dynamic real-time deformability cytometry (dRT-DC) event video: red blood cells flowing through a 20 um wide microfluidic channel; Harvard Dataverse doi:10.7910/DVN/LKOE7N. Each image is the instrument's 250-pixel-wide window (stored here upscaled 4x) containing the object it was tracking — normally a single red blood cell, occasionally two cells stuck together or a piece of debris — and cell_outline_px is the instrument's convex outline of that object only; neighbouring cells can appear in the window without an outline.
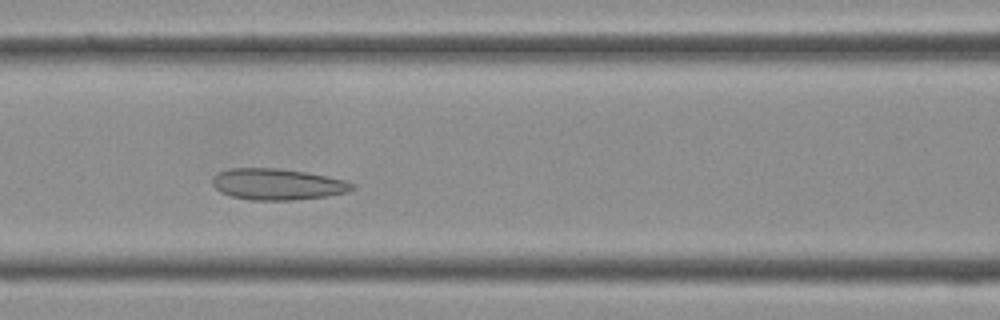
{"species": "Egyptian fruit bat (a non-hibernating species)", "species_latin": "Rousettus aegyptiacus", "temperature_condition": "cold", "stored_images_in_passage": 36, "camera_frame_rate_fps": 3000, "um_per_image_px": 0.085, "frame": {"image": 1, "passage_image": 13, "time_ms": 4.0, "image_size_px": [1000, 320], "cell_outline_px": [[356, 188], [348, 192], [328, 196], [292, 200], [252, 200], [232, 196], [220, 192], [212, 184], [212, 176], [228, 168], [276, 168], [304, 172], [348, 180], [356, 184]], "centroid_in_image_um": [23.62, 15.66], "position_along_channel_um": 143.0, "area_um2": 25.61}}
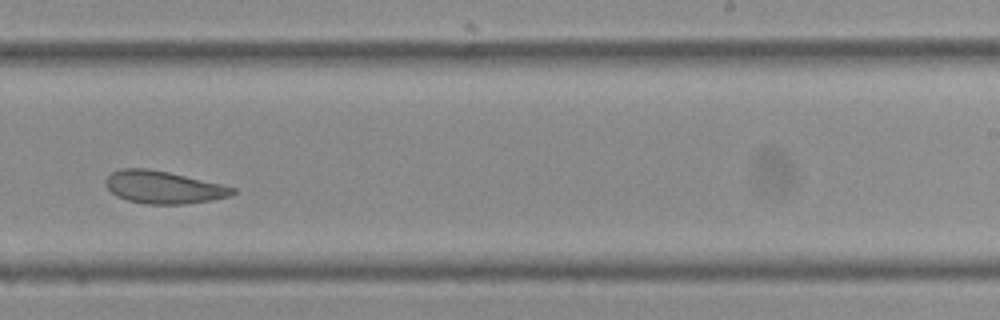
{"frame": {"image": 2, "passage_image": 21, "time_ms": 6.667, "image_size_px": [1000, 320], "cell_outline_px": [[236, 192], [228, 196], [212, 200], [184, 204], [144, 204], [128, 200], [116, 196], [104, 184], [104, 180], [112, 172], [120, 168], [144, 168], [168, 172], [220, 184], [236, 188]], "centroid_in_image_um": [13.85, 15.92], "position_along_channel_um": 275.2, "area_um2": 23.93}}
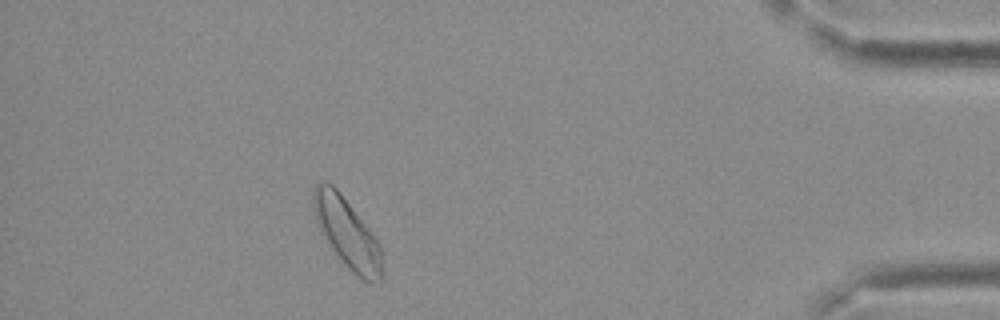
{"frame": {"image": 3, "passage_image": 32, "time_ms": 10.333, "image_size_px": [1000, 320], "cell_outline_px": [[384, 276], [380, 280], [372, 284], [356, 276], [340, 260], [320, 232], [316, 220], [312, 204], [312, 192], [316, 184], [324, 180], [332, 184], [340, 192], [380, 244]], "centroid_in_image_um": [29.49, 19.83], "position_along_channel_um": 405.7, "area_um2": 28.03}}